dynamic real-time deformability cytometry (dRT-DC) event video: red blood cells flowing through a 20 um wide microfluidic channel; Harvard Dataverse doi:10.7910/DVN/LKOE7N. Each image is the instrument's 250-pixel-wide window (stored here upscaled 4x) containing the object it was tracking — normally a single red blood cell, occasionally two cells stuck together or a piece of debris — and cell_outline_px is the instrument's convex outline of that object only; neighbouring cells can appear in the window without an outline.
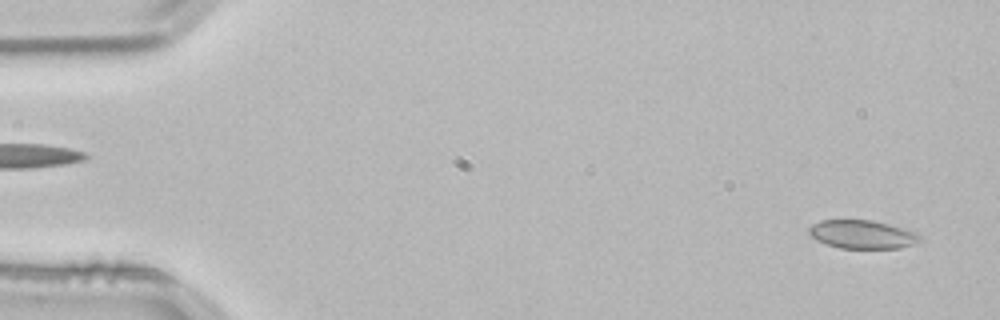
{"species": "common noctule bat (a hibernating species)", "species_latin": "Nyctalus noctula", "temperature_condition": "room temperature", "stored_images_in_passage": 52, "camera_frame_rate_fps": 3000, "um_per_image_px": 0.085, "animal": {"sex": "male", "body_mass_g": 21.5, "forearm_length_mm": 52.0}, "frame": {"image": 1, "passage_image": 2, "time_ms": 0.333, "image_size_px": [1000, 320], "cell_outline_px": [[920, 240], [912, 244], [900, 248], [840, 248], [816, 240], [808, 232], [808, 228], [812, 224], [820, 220], [872, 220], [888, 224], [916, 232], [920, 236]], "centroid_in_image_um": [73.26, 19.92], "position_along_channel_um": 11.7, "area_um2": 18.21}}
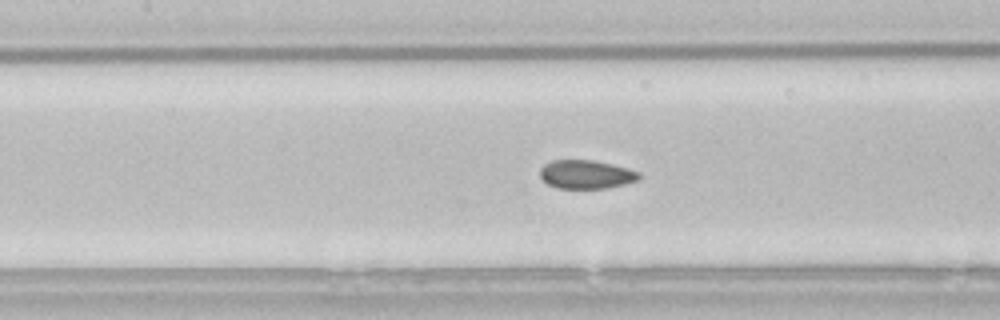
{"frame": {"image": 2, "passage_image": 23, "time_ms": 7.333, "image_size_px": [1000, 320], "cell_outline_px": [[640, 180], [608, 188], [556, 188], [548, 184], [540, 176], [540, 168], [544, 164], [552, 160], [592, 160], [612, 164], [628, 168], [640, 172]], "centroid_in_image_um": [49.84, 14.82], "position_along_channel_um": 157.6, "area_um2": 16.59}}
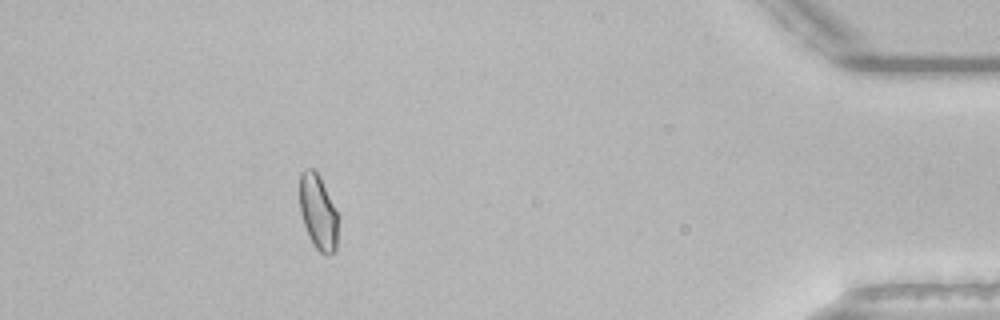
{"frame": {"image": 3, "passage_image": 47, "time_ms": 15.333, "image_size_px": [1000, 320], "cell_outline_px": [[336, 252], [328, 256], [324, 256], [312, 244], [308, 236], [300, 212], [300, 172], [304, 168], [312, 168], [320, 176], [336, 212]], "centroid_in_image_um": [27.01, 18.05], "position_along_channel_um": 408.2, "area_um2": 16.65}, "authors_computed_cell_mechanics": {"area_um2": 17.2533, "velocity_mm_per_s": 3.8322, "shape_relaxation_time_tau1_ms": 9.4654, "shape_relaxation_time_tau2_ms": 1.282, "deformation_change_tau1": 0.1256, "deformation_change_tau2": 0.0431}}